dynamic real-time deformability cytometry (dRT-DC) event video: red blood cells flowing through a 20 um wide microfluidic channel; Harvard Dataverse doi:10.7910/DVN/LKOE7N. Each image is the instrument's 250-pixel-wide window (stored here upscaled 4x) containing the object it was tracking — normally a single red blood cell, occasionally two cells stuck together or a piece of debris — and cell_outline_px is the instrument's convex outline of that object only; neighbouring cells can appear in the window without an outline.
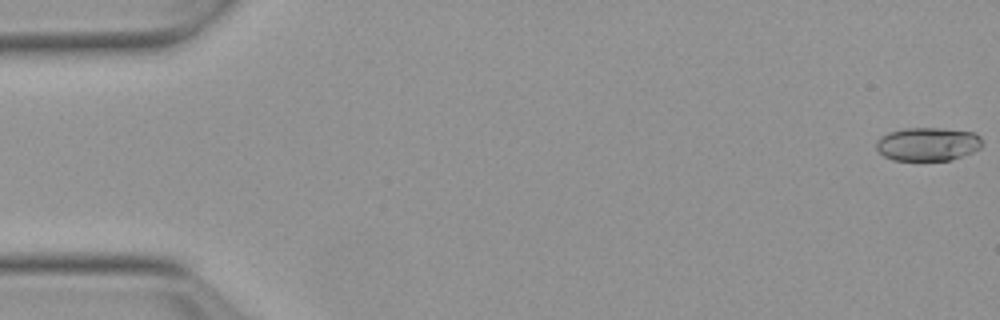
{"species": "Egyptian fruit bat (a non-hibernating species)", "species_latin": "Rousettus aegyptiacus", "temperature_condition": "warm", "stored_images_in_passage": 53, "camera_frame_rate_fps": 3000, "um_per_image_px": 0.085, "animal": {"sex": "female"}, "frame": {"image": 1, "passage_image": 1, "time_ms": 0.0, "image_size_px": [1000, 320], "cell_outline_px": [[984, 144], [980, 148], [972, 152], [952, 160], [892, 160], [884, 156], [876, 148], [876, 140], [880, 136], [888, 132], [904, 128], [940, 128], [972, 132], [980, 136]], "centroid_in_image_um": [78.85, 12.24], "position_along_channel_um": 6.1, "area_um2": 20.81}}
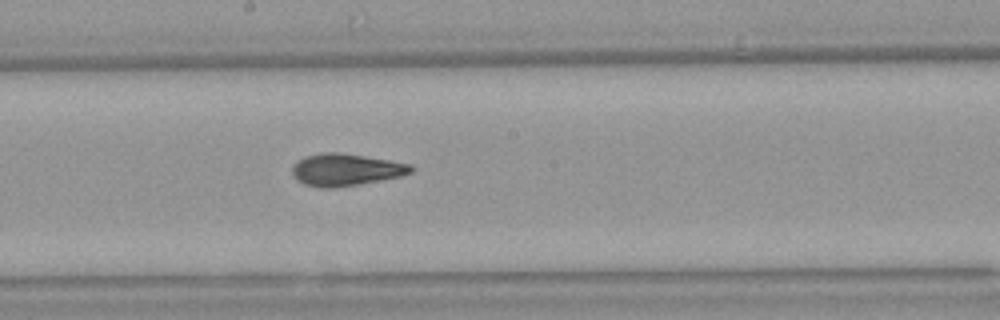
{"frame": {"image": 2, "passage_image": 29, "time_ms": 9.333, "image_size_px": [1000, 320], "cell_outline_px": [[416, 168], [412, 172], [400, 176], [360, 184], [336, 188], [320, 188], [304, 184], [296, 180], [292, 172], [292, 168], [304, 156], [324, 152], [336, 152], [364, 156], [412, 164]], "centroid_in_image_um": [29.4, 14.44], "position_along_channel_um": 218.8, "area_um2": 22.2}}
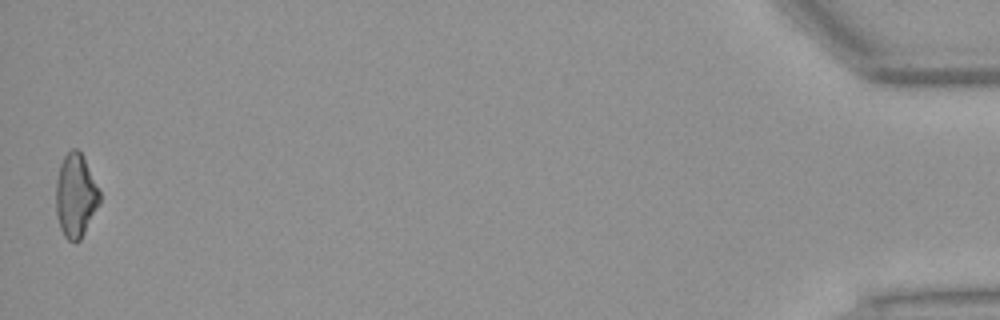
{"frame": {"image": 3, "passage_image": 53, "time_ms": 17.333, "image_size_px": [1000, 320], "cell_outline_px": [[100, 204], [80, 240], [68, 240], [64, 236], [60, 228], [56, 216], [56, 180], [60, 164], [64, 156], [72, 148], [76, 148], [80, 152], [100, 192]], "centroid_in_image_um": [6.41, 16.64], "position_along_channel_um": 428.8, "area_um2": 21.04}, "authors_computed_cell_mechanics": {"area_um2": 21.4438, "velocity_mm_per_s": 3.8472, "shape_relaxation_time_tau1_ms": 9.5756, "shape_relaxation_time_tau2_ms": 2.0223, "deformation_change_tau1": 0.2214, "deformation_change_tau2": 0.0926}}